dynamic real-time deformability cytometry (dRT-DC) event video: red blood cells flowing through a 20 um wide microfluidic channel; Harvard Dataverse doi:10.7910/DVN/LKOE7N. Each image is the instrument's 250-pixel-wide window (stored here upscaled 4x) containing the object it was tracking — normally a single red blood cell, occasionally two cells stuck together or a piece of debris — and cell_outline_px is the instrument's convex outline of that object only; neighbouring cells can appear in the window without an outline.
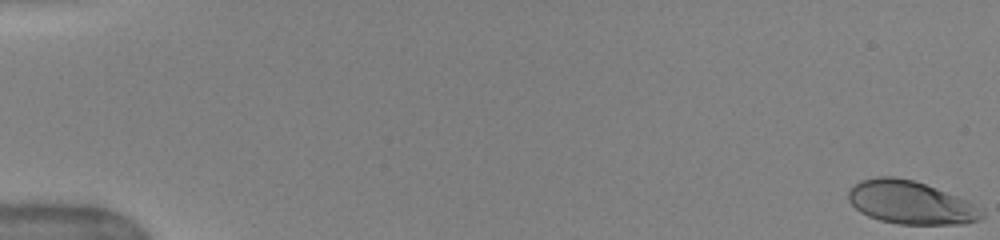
{"species": "human", "species_latin": "Homo sapiens", "temperature_condition": "warm", "stored_images_in_passage": 50, "camera_frame_rate_fps": 3000, "um_per_image_px": 0.085, "donor": {"sex": "female"}, "frame": {"image": 1, "passage_image": 1, "time_ms": 0.0, "image_size_px": [1000, 240], "cell_outline_px": [[984, 216], [980, 220], [964, 224], [900, 224], [880, 220], [868, 216], [860, 212], [848, 200], [848, 188], [860, 180], [876, 176], [892, 176], [912, 180], [936, 188], [968, 200], [984, 208]], "centroid_in_image_um": [77.42, 17.22], "position_along_channel_um": 7.6, "area_um2": 33.81}}
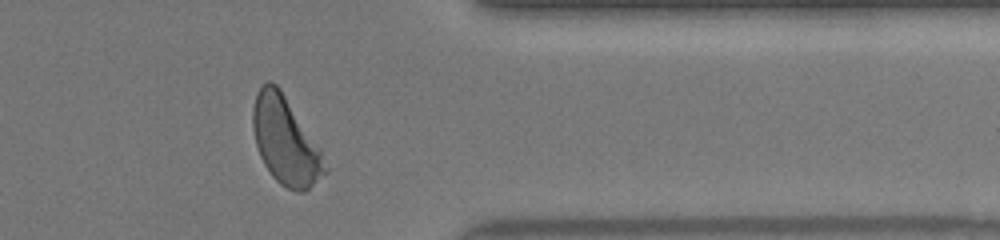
{"frame": {"image": 2, "passage_image": 43, "time_ms": 14.0, "image_size_px": [1000, 240], "cell_outline_px": [[328, 172], [304, 192], [300, 192], [288, 188], [280, 184], [272, 176], [264, 164], [260, 156], [256, 144], [252, 128], [252, 108], [256, 92], [260, 84], [268, 80], [272, 80], [280, 88], [320, 148], [328, 168]], "centroid_in_image_um": [24.25, 11.94], "position_along_channel_um": 387.2, "area_um2": 36.88}}
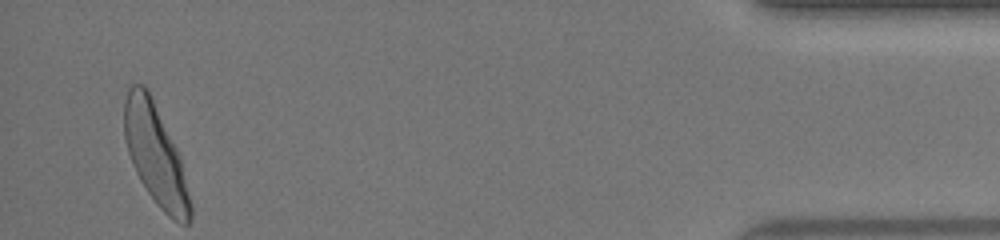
{"frame": {"image": 3, "passage_image": 50, "time_ms": 16.333, "image_size_px": [1000, 240], "cell_outline_px": [[192, 216], [188, 224], [180, 224], [172, 220], [156, 204], [140, 180], [132, 164], [124, 140], [124, 100], [128, 84], [144, 84], [148, 88], [176, 148], [180, 160], [192, 204]], "centroid_in_image_um": [13.19, 13.14], "position_along_channel_um": 422.0, "area_um2": 38.61}, "authors_computed_cell_mechanics": {"area_um2": 36.1828, "velocity_mm_per_s": 4.0018, "shape_relaxation_time_tau1_ms": 2.7117, "shape_relaxation_time_tau2_ms": null, "deformation_change_tau1": 0.1591, "deformation_change_tau2": null}}